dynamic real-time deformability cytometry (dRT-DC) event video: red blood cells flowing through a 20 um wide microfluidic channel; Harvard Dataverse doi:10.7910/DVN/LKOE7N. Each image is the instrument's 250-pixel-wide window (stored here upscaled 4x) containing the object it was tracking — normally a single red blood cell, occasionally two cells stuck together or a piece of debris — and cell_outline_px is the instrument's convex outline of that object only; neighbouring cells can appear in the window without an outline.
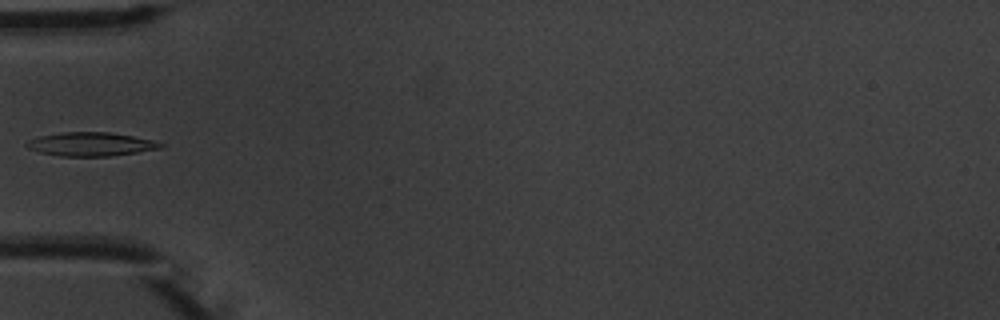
{"species": "common noctule bat (a hibernating species)", "species_latin": "Nyctalus noctula", "temperature_condition": "warm", "stored_images_in_passage": 6, "camera_frame_rate_fps": 3000, "um_per_image_px": 0.085, "animal": {"sex": "male", "body_mass_g": 20.1, "forearm_length_mm": 53.5}, "frame": {"image": 1, "passage_image": 5, "time_ms": 5.667, "image_size_px": [1000, 320], "cell_outline_px": [[164, 148], [108, 156], [60, 156], [40, 152], [28, 148], [24, 144], [28, 140], [40, 136], [60, 132], [108, 132], [132, 136], [152, 140], [164, 144]], "centroid_in_image_um": [7.7, 12.25], "position_along_channel_um": 77.3, "area_um2": 18.38}}
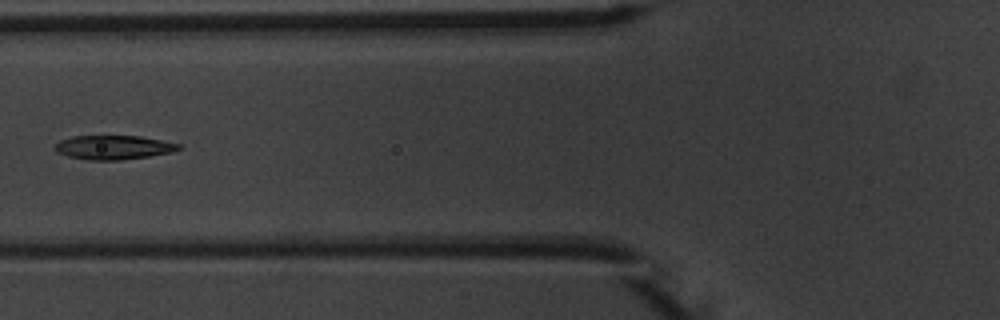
{"frame": {"image": 2, "passage_image": 6, "time_ms": 6.667, "image_size_px": [1000, 320], "cell_outline_px": [[184, 148], [172, 152], [148, 156], [120, 160], [88, 160], [68, 156], [56, 152], [52, 148], [60, 140], [72, 136], [140, 136], [180, 144]], "centroid_in_image_um": [9.63, 12.53], "position_along_channel_um": 116.2, "area_um2": 17.4}}